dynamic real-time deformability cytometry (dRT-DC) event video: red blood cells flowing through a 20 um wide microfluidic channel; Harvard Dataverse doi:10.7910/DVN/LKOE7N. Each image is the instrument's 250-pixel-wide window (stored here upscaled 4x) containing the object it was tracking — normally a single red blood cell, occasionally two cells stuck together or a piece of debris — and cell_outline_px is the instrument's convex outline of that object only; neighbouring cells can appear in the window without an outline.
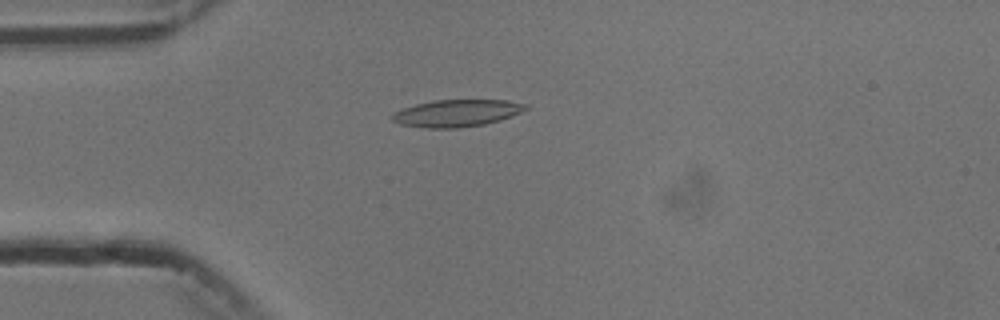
{"species": "common noctule bat (a hibernating species)", "species_latin": "Nyctalus noctula", "temperature_condition": "cold", "stored_images_in_passage": 3, "camera_frame_rate_fps": 3000, "um_per_image_px": 0.085, "animal": {"sex": "male", "body_mass_g": 13.3}, "frame": {"image": 1, "passage_image": 3, "time_ms": 2.333, "image_size_px": [1000, 320], "cell_outline_px": [[528, 108], [512, 116], [500, 120], [484, 124], [456, 128], [424, 128], [400, 124], [392, 120], [392, 112], [416, 104], [432, 100], [508, 100], [528, 104]], "centroid_in_image_um": [38.82, 9.61], "position_along_channel_um": 46.2, "area_um2": 21.1}}